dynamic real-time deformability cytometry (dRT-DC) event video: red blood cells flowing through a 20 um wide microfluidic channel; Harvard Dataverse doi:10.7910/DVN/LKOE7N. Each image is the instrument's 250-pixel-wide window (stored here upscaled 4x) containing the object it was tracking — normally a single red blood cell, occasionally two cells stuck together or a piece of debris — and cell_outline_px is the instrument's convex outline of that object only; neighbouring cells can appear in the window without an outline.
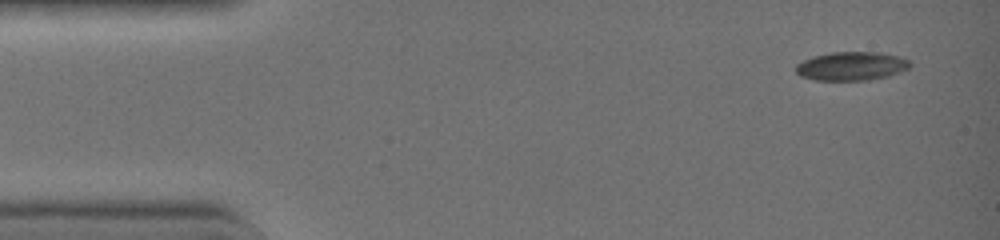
{"species": "common noctule bat (a hibernating species)", "species_latin": "Nyctalus noctula", "temperature_condition": "warm", "stored_images_in_passage": 5, "camera_frame_rate_fps": 3000, "um_per_image_px": 0.085, "animal": {"sex": "female", "body_mass_g": 19.0, "forearm_length_mm": 51.5}, "frame": {"image": 1, "passage_image": 1, "time_ms": 0.0, "image_size_px": [1000, 240], "cell_outline_px": [[912, 64], [908, 68], [888, 76], [868, 80], [816, 80], [800, 76], [796, 72], [796, 64], [812, 56], [832, 52], [880, 52], [900, 56], [908, 60]], "centroid_in_image_um": [72.37, 5.61], "position_along_channel_um": 12.6, "area_um2": 19.07}}
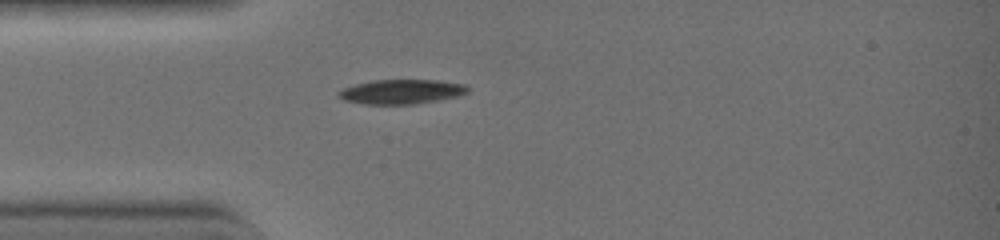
{"frame": {"image": 2, "passage_image": 5, "time_ms": 1.333, "image_size_px": [1000, 240], "cell_outline_px": [[468, 92], [456, 96], [436, 100], [412, 104], [364, 104], [344, 100], [336, 92], [344, 88], [356, 84], [372, 80], [440, 80], [464, 84], [468, 88]], "centroid_in_image_um": [34.11, 7.78], "position_along_channel_um": 50.9, "area_um2": 18.21}}